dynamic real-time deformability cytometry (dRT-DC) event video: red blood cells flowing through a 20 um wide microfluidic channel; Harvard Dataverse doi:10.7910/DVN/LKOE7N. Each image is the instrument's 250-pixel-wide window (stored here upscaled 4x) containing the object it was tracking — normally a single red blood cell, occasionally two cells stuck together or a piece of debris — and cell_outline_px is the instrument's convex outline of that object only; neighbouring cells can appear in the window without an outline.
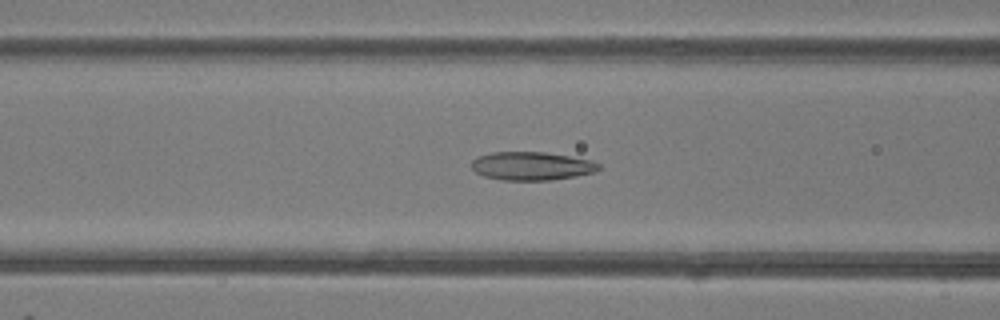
{"species": "common noctule bat (a hibernating species)", "species_latin": "Nyctalus noctula", "temperature_condition": "room temperature", "stored_images_in_passage": 47, "camera_frame_rate_fps": 3000, "um_per_image_px": 0.085, "animal": {"sex": "female"}, "frame": {"image": 1, "passage_image": 17, "time_ms": 5.333, "image_size_px": [1000, 320], "cell_outline_px": [[600, 168], [592, 172], [576, 176], [552, 180], [504, 180], [484, 176], [476, 172], [472, 168], [472, 160], [476, 156], [492, 152], [544, 152], [592, 160], [600, 164]], "centroid_in_image_um": [45.17, 14.1], "position_along_channel_um": 121.4, "area_um2": 20.98}}
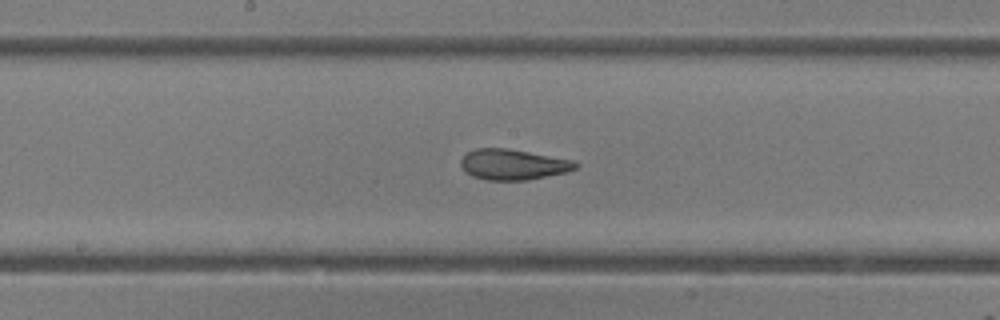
{"frame": {"image": 2, "passage_image": 23, "time_ms": 7.333, "image_size_px": [1000, 320], "cell_outline_px": [[580, 164], [576, 168], [568, 172], [528, 180], [488, 180], [472, 176], [460, 164], [460, 160], [468, 152], [476, 148], [508, 148], [572, 160]], "centroid_in_image_um": [43.64, 13.98], "position_along_channel_um": 204.6, "area_um2": 20.35}}
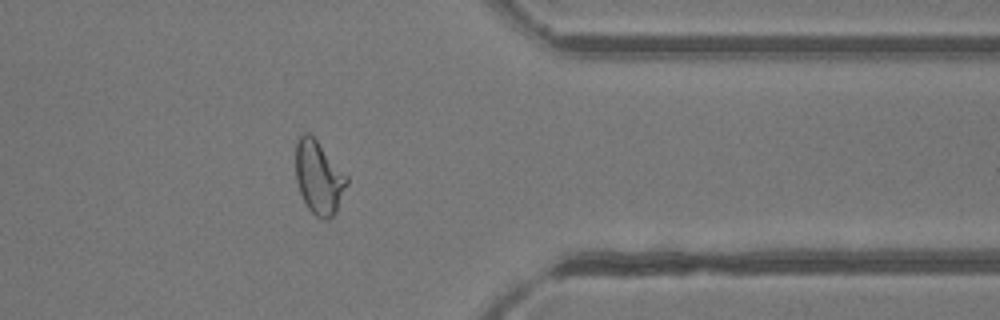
{"frame": {"image": 3, "passage_image": 37, "time_ms": 12.0, "image_size_px": [1000, 320], "cell_outline_px": [[348, 184], [336, 212], [328, 220], [324, 220], [316, 216], [308, 208], [300, 192], [296, 180], [296, 144], [300, 136], [304, 132], [308, 132], [316, 140], [348, 176]], "centroid_in_image_um": [27.11, 15.11], "position_along_channel_um": 384.3, "area_um2": 21.68}, "authors_computed_cell_mechanics": {"area_um2": 22.4842, "velocity_mm_per_s": 4.1505, "shape_relaxation_time_tau1_ms": 9.8069, "shape_relaxation_time_tau2_ms": 1.6997, "deformation_change_tau1": 0.2563, "deformation_change_tau2": 0.0829}}